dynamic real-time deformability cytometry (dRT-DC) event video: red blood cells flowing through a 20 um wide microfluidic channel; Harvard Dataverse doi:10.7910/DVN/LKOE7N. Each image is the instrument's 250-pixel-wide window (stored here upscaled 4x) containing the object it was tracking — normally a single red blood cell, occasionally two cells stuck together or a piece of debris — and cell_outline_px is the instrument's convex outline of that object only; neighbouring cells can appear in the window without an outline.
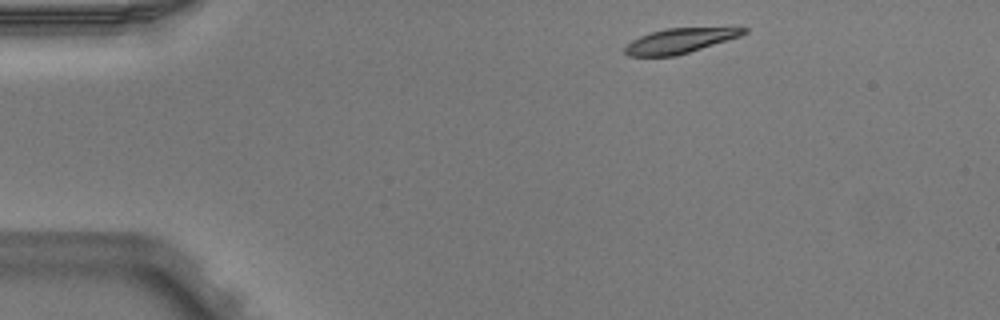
{"species": "Egyptian fruit bat (a non-hibernating species)", "species_latin": "Rousettus aegyptiacus", "temperature_condition": "warm", "stored_images_in_passage": 3, "camera_frame_rate_fps": 3000, "um_per_image_px": 0.085, "animal": {"sex": "male"}, "frame": {"image": 1, "passage_image": 1, "time_ms": 0.0, "image_size_px": [1000, 320], "cell_outline_px": [[748, 32], [740, 36], [676, 56], [628, 56], [624, 52], [624, 48], [632, 40], [640, 36], [652, 32], [668, 28], [748, 28]], "centroid_in_image_um": [57.75, 3.47], "position_along_channel_um": 27.2, "area_um2": 16.88}}